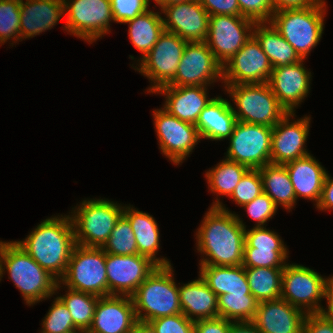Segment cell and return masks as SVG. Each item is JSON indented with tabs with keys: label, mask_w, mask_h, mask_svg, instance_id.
Listing matches in <instances>:
<instances>
[{
	"label": "cell",
	"mask_w": 333,
	"mask_h": 333,
	"mask_svg": "<svg viewBox=\"0 0 333 333\" xmlns=\"http://www.w3.org/2000/svg\"><path fill=\"white\" fill-rule=\"evenodd\" d=\"M293 184L296 200L303 197L314 200L321 198L326 170L310 154L284 165Z\"/></svg>",
	"instance_id": "26"
},
{
	"label": "cell",
	"mask_w": 333,
	"mask_h": 333,
	"mask_svg": "<svg viewBox=\"0 0 333 333\" xmlns=\"http://www.w3.org/2000/svg\"><path fill=\"white\" fill-rule=\"evenodd\" d=\"M72 333H87L86 331H83V330H78V332H72Z\"/></svg>",
	"instance_id": "55"
},
{
	"label": "cell",
	"mask_w": 333,
	"mask_h": 333,
	"mask_svg": "<svg viewBox=\"0 0 333 333\" xmlns=\"http://www.w3.org/2000/svg\"><path fill=\"white\" fill-rule=\"evenodd\" d=\"M129 38L134 47L139 50L144 58L164 32L163 18L158 12H147L128 20Z\"/></svg>",
	"instance_id": "33"
},
{
	"label": "cell",
	"mask_w": 333,
	"mask_h": 333,
	"mask_svg": "<svg viewBox=\"0 0 333 333\" xmlns=\"http://www.w3.org/2000/svg\"><path fill=\"white\" fill-rule=\"evenodd\" d=\"M68 289L108 296L106 253L101 247L76 244L69 259L65 275L59 280Z\"/></svg>",
	"instance_id": "8"
},
{
	"label": "cell",
	"mask_w": 333,
	"mask_h": 333,
	"mask_svg": "<svg viewBox=\"0 0 333 333\" xmlns=\"http://www.w3.org/2000/svg\"><path fill=\"white\" fill-rule=\"evenodd\" d=\"M228 333H263L252 321L232 322Z\"/></svg>",
	"instance_id": "51"
},
{
	"label": "cell",
	"mask_w": 333,
	"mask_h": 333,
	"mask_svg": "<svg viewBox=\"0 0 333 333\" xmlns=\"http://www.w3.org/2000/svg\"><path fill=\"white\" fill-rule=\"evenodd\" d=\"M136 322L132 297L120 295L99 297L87 333H131Z\"/></svg>",
	"instance_id": "21"
},
{
	"label": "cell",
	"mask_w": 333,
	"mask_h": 333,
	"mask_svg": "<svg viewBox=\"0 0 333 333\" xmlns=\"http://www.w3.org/2000/svg\"><path fill=\"white\" fill-rule=\"evenodd\" d=\"M243 207L246 208L249 216L258 222L256 224L258 227L265 225L264 223L272 218L277 210L273 200L264 192Z\"/></svg>",
	"instance_id": "45"
},
{
	"label": "cell",
	"mask_w": 333,
	"mask_h": 333,
	"mask_svg": "<svg viewBox=\"0 0 333 333\" xmlns=\"http://www.w3.org/2000/svg\"><path fill=\"white\" fill-rule=\"evenodd\" d=\"M131 333H156L154 328L147 322L137 321Z\"/></svg>",
	"instance_id": "53"
},
{
	"label": "cell",
	"mask_w": 333,
	"mask_h": 333,
	"mask_svg": "<svg viewBox=\"0 0 333 333\" xmlns=\"http://www.w3.org/2000/svg\"><path fill=\"white\" fill-rule=\"evenodd\" d=\"M292 115L294 116V113H287L273 127L271 164L285 165L310 154L304 148L310 117L301 118L290 124L289 117Z\"/></svg>",
	"instance_id": "20"
},
{
	"label": "cell",
	"mask_w": 333,
	"mask_h": 333,
	"mask_svg": "<svg viewBox=\"0 0 333 333\" xmlns=\"http://www.w3.org/2000/svg\"><path fill=\"white\" fill-rule=\"evenodd\" d=\"M325 298H327L328 309H322L321 313L333 318V276L326 281Z\"/></svg>",
	"instance_id": "52"
},
{
	"label": "cell",
	"mask_w": 333,
	"mask_h": 333,
	"mask_svg": "<svg viewBox=\"0 0 333 333\" xmlns=\"http://www.w3.org/2000/svg\"><path fill=\"white\" fill-rule=\"evenodd\" d=\"M274 12L284 9L304 8L316 4L319 0H271Z\"/></svg>",
	"instance_id": "50"
},
{
	"label": "cell",
	"mask_w": 333,
	"mask_h": 333,
	"mask_svg": "<svg viewBox=\"0 0 333 333\" xmlns=\"http://www.w3.org/2000/svg\"><path fill=\"white\" fill-rule=\"evenodd\" d=\"M273 67L260 43L252 35L245 45L223 65L226 85L267 83Z\"/></svg>",
	"instance_id": "16"
},
{
	"label": "cell",
	"mask_w": 333,
	"mask_h": 333,
	"mask_svg": "<svg viewBox=\"0 0 333 333\" xmlns=\"http://www.w3.org/2000/svg\"><path fill=\"white\" fill-rule=\"evenodd\" d=\"M223 78V66L205 42H188L170 86H208Z\"/></svg>",
	"instance_id": "14"
},
{
	"label": "cell",
	"mask_w": 333,
	"mask_h": 333,
	"mask_svg": "<svg viewBox=\"0 0 333 333\" xmlns=\"http://www.w3.org/2000/svg\"><path fill=\"white\" fill-rule=\"evenodd\" d=\"M258 304L253 295L222 294L218 296V317L233 322L253 321Z\"/></svg>",
	"instance_id": "37"
},
{
	"label": "cell",
	"mask_w": 333,
	"mask_h": 333,
	"mask_svg": "<svg viewBox=\"0 0 333 333\" xmlns=\"http://www.w3.org/2000/svg\"><path fill=\"white\" fill-rule=\"evenodd\" d=\"M57 280L66 272L76 245L70 216L44 220L24 241H15Z\"/></svg>",
	"instance_id": "2"
},
{
	"label": "cell",
	"mask_w": 333,
	"mask_h": 333,
	"mask_svg": "<svg viewBox=\"0 0 333 333\" xmlns=\"http://www.w3.org/2000/svg\"><path fill=\"white\" fill-rule=\"evenodd\" d=\"M233 321L222 317L194 321V333H228Z\"/></svg>",
	"instance_id": "48"
},
{
	"label": "cell",
	"mask_w": 333,
	"mask_h": 333,
	"mask_svg": "<svg viewBox=\"0 0 333 333\" xmlns=\"http://www.w3.org/2000/svg\"><path fill=\"white\" fill-rule=\"evenodd\" d=\"M123 215L132 227L138 254L149 257L158 266H170L165 258H156L159 249V229L156 221L148 213L135 210L130 206L124 207Z\"/></svg>",
	"instance_id": "29"
},
{
	"label": "cell",
	"mask_w": 333,
	"mask_h": 333,
	"mask_svg": "<svg viewBox=\"0 0 333 333\" xmlns=\"http://www.w3.org/2000/svg\"><path fill=\"white\" fill-rule=\"evenodd\" d=\"M303 59L291 65L274 67L268 84L279 104L288 112L294 113L296 107L307 96L311 72H308Z\"/></svg>",
	"instance_id": "22"
},
{
	"label": "cell",
	"mask_w": 333,
	"mask_h": 333,
	"mask_svg": "<svg viewBox=\"0 0 333 333\" xmlns=\"http://www.w3.org/2000/svg\"><path fill=\"white\" fill-rule=\"evenodd\" d=\"M236 123L230 102L216 97L202 110L195 126L200 138L222 140L230 137Z\"/></svg>",
	"instance_id": "27"
},
{
	"label": "cell",
	"mask_w": 333,
	"mask_h": 333,
	"mask_svg": "<svg viewBox=\"0 0 333 333\" xmlns=\"http://www.w3.org/2000/svg\"><path fill=\"white\" fill-rule=\"evenodd\" d=\"M179 298L182 313L192 321L218 317V296L201 276L179 287Z\"/></svg>",
	"instance_id": "28"
},
{
	"label": "cell",
	"mask_w": 333,
	"mask_h": 333,
	"mask_svg": "<svg viewBox=\"0 0 333 333\" xmlns=\"http://www.w3.org/2000/svg\"><path fill=\"white\" fill-rule=\"evenodd\" d=\"M172 266H158L131 296L137 321L149 322L182 313ZM145 311L144 314L142 312Z\"/></svg>",
	"instance_id": "4"
},
{
	"label": "cell",
	"mask_w": 333,
	"mask_h": 333,
	"mask_svg": "<svg viewBox=\"0 0 333 333\" xmlns=\"http://www.w3.org/2000/svg\"><path fill=\"white\" fill-rule=\"evenodd\" d=\"M64 12V0H21L20 39L52 28Z\"/></svg>",
	"instance_id": "25"
},
{
	"label": "cell",
	"mask_w": 333,
	"mask_h": 333,
	"mask_svg": "<svg viewBox=\"0 0 333 333\" xmlns=\"http://www.w3.org/2000/svg\"><path fill=\"white\" fill-rule=\"evenodd\" d=\"M157 267L156 263L144 255L106 253L108 296L120 294L131 297Z\"/></svg>",
	"instance_id": "15"
},
{
	"label": "cell",
	"mask_w": 333,
	"mask_h": 333,
	"mask_svg": "<svg viewBox=\"0 0 333 333\" xmlns=\"http://www.w3.org/2000/svg\"><path fill=\"white\" fill-rule=\"evenodd\" d=\"M4 267L29 305L52 296L60 288L59 280L43 269L15 241H0V279Z\"/></svg>",
	"instance_id": "3"
},
{
	"label": "cell",
	"mask_w": 333,
	"mask_h": 333,
	"mask_svg": "<svg viewBox=\"0 0 333 333\" xmlns=\"http://www.w3.org/2000/svg\"><path fill=\"white\" fill-rule=\"evenodd\" d=\"M286 258L287 249L274 231L267 230L264 226H255L250 231L245 228L244 268H284Z\"/></svg>",
	"instance_id": "19"
},
{
	"label": "cell",
	"mask_w": 333,
	"mask_h": 333,
	"mask_svg": "<svg viewBox=\"0 0 333 333\" xmlns=\"http://www.w3.org/2000/svg\"><path fill=\"white\" fill-rule=\"evenodd\" d=\"M273 127L237 121L230 135L227 159L259 169L271 163Z\"/></svg>",
	"instance_id": "9"
},
{
	"label": "cell",
	"mask_w": 333,
	"mask_h": 333,
	"mask_svg": "<svg viewBox=\"0 0 333 333\" xmlns=\"http://www.w3.org/2000/svg\"><path fill=\"white\" fill-rule=\"evenodd\" d=\"M123 209L124 207L109 200H84L70 217L76 244L102 247L123 214Z\"/></svg>",
	"instance_id": "6"
},
{
	"label": "cell",
	"mask_w": 333,
	"mask_h": 333,
	"mask_svg": "<svg viewBox=\"0 0 333 333\" xmlns=\"http://www.w3.org/2000/svg\"><path fill=\"white\" fill-rule=\"evenodd\" d=\"M114 22L125 23L148 11L149 0H110Z\"/></svg>",
	"instance_id": "43"
},
{
	"label": "cell",
	"mask_w": 333,
	"mask_h": 333,
	"mask_svg": "<svg viewBox=\"0 0 333 333\" xmlns=\"http://www.w3.org/2000/svg\"><path fill=\"white\" fill-rule=\"evenodd\" d=\"M165 31L177 34L187 42H205L210 15L199 0H187L161 9Z\"/></svg>",
	"instance_id": "18"
},
{
	"label": "cell",
	"mask_w": 333,
	"mask_h": 333,
	"mask_svg": "<svg viewBox=\"0 0 333 333\" xmlns=\"http://www.w3.org/2000/svg\"><path fill=\"white\" fill-rule=\"evenodd\" d=\"M251 294L258 300L269 301L281 298L283 268H244Z\"/></svg>",
	"instance_id": "34"
},
{
	"label": "cell",
	"mask_w": 333,
	"mask_h": 333,
	"mask_svg": "<svg viewBox=\"0 0 333 333\" xmlns=\"http://www.w3.org/2000/svg\"><path fill=\"white\" fill-rule=\"evenodd\" d=\"M207 86H170L165 85L154 93L166 95L164 108L181 121L196 124L202 110L213 99H208Z\"/></svg>",
	"instance_id": "24"
},
{
	"label": "cell",
	"mask_w": 333,
	"mask_h": 333,
	"mask_svg": "<svg viewBox=\"0 0 333 333\" xmlns=\"http://www.w3.org/2000/svg\"><path fill=\"white\" fill-rule=\"evenodd\" d=\"M325 3L319 0L312 6L275 11L270 20L303 60L321 39Z\"/></svg>",
	"instance_id": "5"
},
{
	"label": "cell",
	"mask_w": 333,
	"mask_h": 333,
	"mask_svg": "<svg viewBox=\"0 0 333 333\" xmlns=\"http://www.w3.org/2000/svg\"><path fill=\"white\" fill-rule=\"evenodd\" d=\"M245 225L217 201L206 213L197 232L198 251L210 258L201 265L237 266L243 263Z\"/></svg>",
	"instance_id": "1"
},
{
	"label": "cell",
	"mask_w": 333,
	"mask_h": 333,
	"mask_svg": "<svg viewBox=\"0 0 333 333\" xmlns=\"http://www.w3.org/2000/svg\"><path fill=\"white\" fill-rule=\"evenodd\" d=\"M255 23L244 16H210L205 43L222 66L252 37Z\"/></svg>",
	"instance_id": "11"
},
{
	"label": "cell",
	"mask_w": 333,
	"mask_h": 333,
	"mask_svg": "<svg viewBox=\"0 0 333 333\" xmlns=\"http://www.w3.org/2000/svg\"><path fill=\"white\" fill-rule=\"evenodd\" d=\"M187 0H155V2L157 3V5H159L161 7V9L163 7L172 5V4H177L179 2H184Z\"/></svg>",
	"instance_id": "54"
},
{
	"label": "cell",
	"mask_w": 333,
	"mask_h": 333,
	"mask_svg": "<svg viewBox=\"0 0 333 333\" xmlns=\"http://www.w3.org/2000/svg\"><path fill=\"white\" fill-rule=\"evenodd\" d=\"M160 150L174 164L182 162L200 140L194 124L181 121L165 109L153 112Z\"/></svg>",
	"instance_id": "17"
},
{
	"label": "cell",
	"mask_w": 333,
	"mask_h": 333,
	"mask_svg": "<svg viewBox=\"0 0 333 333\" xmlns=\"http://www.w3.org/2000/svg\"><path fill=\"white\" fill-rule=\"evenodd\" d=\"M306 314L280 298L259 302L252 322L263 333H302Z\"/></svg>",
	"instance_id": "23"
},
{
	"label": "cell",
	"mask_w": 333,
	"mask_h": 333,
	"mask_svg": "<svg viewBox=\"0 0 333 333\" xmlns=\"http://www.w3.org/2000/svg\"><path fill=\"white\" fill-rule=\"evenodd\" d=\"M242 16L255 22L269 23L274 13L271 0H238Z\"/></svg>",
	"instance_id": "44"
},
{
	"label": "cell",
	"mask_w": 333,
	"mask_h": 333,
	"mask_svg": "<svg viewBox=\"0 0 333 333\" xmlns=\"http://www.w3.org/2000/svg\"><path fill=\"white\" fill-rule=\"evenodd\" d=\"M52 307L43 320L41 333H72L78 331L74 326L72 316L68 308L57 297Z\"/></svg>",
	"instance_id": "40"
},
{
	"label": "cell",
	"mask_w": 333,
	"mask_h": 333,
	"mask_svg": "<svg viewBox=\"0 0 333 333\" xmlns=\"http://www.w3.org/2000/svg\"><path fill=\"white\" fill-rule=\"evenodd\" d=\"M67 1L64 0L67 13L64 29L90 43L108 33L109 21H114L110 0Z\"/></svg>",
	"instance_id": "13"
},
{
	"label": "cell",
	"mask_w": 333,
	"mask_h": 333,
	"mask_svg": "<svg viewBox=\"0 0 333 333\" xmlns=\"http://www.w3.org/2000/svg\"><path fill=\"white\" fill-rule=\"evenodd\" d=\"M264 23L256 22L252 34L260 43L273 68L295 64L302 60L271 22H269L270 26Z\"/></svg>",
	"instance_id": "31"
},
{
	"label": "cell",
	"mask_w": 333,
	"mask_h": 333,
	"mask_svg": "<svg viewBox=\"0 0 333 333\" xmlns=\"http://www.w3.org/2000/svg\"><path fill=\"white\" fill-rule=\"evenodd\" d=\"M263 193L259 169H248L230 196L241 207Z\"/></svg>",
	"instance_id": "41"
},
{
	"label": "cell",
	"mask_w": 333,
	"mask_h": 333,
	"mask_svg": "<svg viewBox=\"0 0 333 333\" xmlns=\"http://www.w3.org/2000/svg\"><path fill=\"white\" fill-rule=\"evenodd\" d=\"M327 279L314 270L297 264H286L283 268L281 299L291 305L305 307L306 313H321L323 307L318 304L325 298Z\"/></svg>",
	"instance_id": "12"
},
{
	"label": "cell",
	"mask_w": 333,
	"mask_h": 333,
	"mask_svg": "<svg viewBox=\"0 0 333 333\" xmlns=\"http://www.w3.org/2000/svg\"><path fill=\"white\" fill-rule=\"evenodd\" d=\"M248 169L247 166L226 158L216 167L206 172L210 190L230 197Z\"/></svg>",
	"instance_id": "35"
},
{
	"label": "cell",
	"mask_w": 333,
	"mask_h": 333,
	"mask_svg": "<svg viewBox=\"0 0 333 333\" xmlns=\"http://www.w3.org/2000/svg\"><path fill=\"white\" fill-rule=\"evenodd\" d=\"M302 333H333V318L322 313H307Z\"/></svg>",
	"instance_id": "46"
},
{
	"label": "cell",
	"mask_w": 333,
	"mask_h": 333,
	"mask_svg": "<svg viewBox=\"0 0 333 333\" xmlns=\"http://www.w3.org/2000/svg\"><path fill=\"white\" fill-rule=\"evenodd\" d=\"M199 2L210 16H242L240 13L238 0H199Z\"/></svg>",
	"instance_id": "47"
},
{
	"label": "cell",
	"mask_w": 333,
	"mask_h": 333,
	"mask_svg": "<svg viewBox=\"0 0 333 333\" xmlns=\"http://www.w3.org/2000/svg\"><path fill=\"white\" fill-rule=\"evenodd\" d=\"M187 43L177 34L164 30L153 48L144 58L140 59L142 63L139 68L135 67V69L154 82V85L149 88V92L154 93L175 78Z\"/></svg>",
	"instance_id": "10"
},
{
	"label": "cell",
	"mask_w": 333,
	"mask_h": 333,
	"mask_svg": "<svg viewBox=\"0 0 333 333\" xmlns=\"http://www.w3.org/2000/svg\"><path fill=\"white\" fill-rule=\"evenodd\" d=\"M105 253L115 255L138 254L136 239L129 220L122 214L108 240L101 247Z\"/></svg>",
	"instance_id": "38"
},
{
	"label": "cell",
	"mask_w": 333,
	"mask_h": 333,
	"mask_svg": "<svg viewBox=\"0 0 333 333\" xmlns=\"http://www.w3.org/2000/svg\"><path fill=\"white\" fill-rule=\"evenodd\" d=\"M200 275L209 288L217 295L243 294L252 295L245 269L242 265L237 266H215L201 265Z\"/></svg>",
	"instance_id": "30"
},
{
	"label": "cell",
	"mask_w": 333,
	"mask_h": 333,
	"mask_svg": "<svg viewBox=\"0 0 333 333\" xmlns=\"http://www.w3.org/2000/svg\"><path fill=\"white\" fill-rule=\"evenodd\" d=\"M259 172L263 192L273 200L274 204L277 207L282 205L287 210L293 208L296 196L286 167L270 163L259 168Z\"/></svg>",
	"instance_id": "32"
},
{
	"label": "cell",
	"mask_w": 333,
	"mask_h": 333,
	"mask_svg": "<svg viewBox=\"0 0 333 333\" xmlns=\"http://www.w3.org/2000/svg\"><path fill=\"white\" fill-rule=\"evenodd\" d=\"M320 210L333 209V180L326 173L321 198L316 205Z\"/></svg>",
	"instance_id": "49"
},
{
	"label": "cell",
	"mask_w": 333,
	"mask_h": 333,
	"mask_svg": "<svg viewBox=\"0 0 333 333\" xmlns=\"http://www.w3.org/2000/svg\"><path fill=\"white\" fill-rule=\"evenodd\" d=\"M235 101L237 121L274 127L288 112L279 104L268 83L226 85Z\"/></svg>",
	"instance_id": "7"
},
{
	"label": "cell",
	"mask_w": 333,
	"mask_h": 333,
	"mask_svg": "<svg viewBox=\"0 0 333 333\" xmlns=\"http://www.w3.org/2000/svg\"><path fill=\"white\" fill-rule=\"evenodd\" d=\"M148 323L156 333H194V321L183 313L159 317Z\"/></svg>",
	"instance_id": "42"
},
{
	"label": "cell",
	"mask_w": 333,
	"mask_h": 333,
	"mask_svg": "<svg viewBox=\"0 0 333 333\" xmlns=\"http://www.w3.org/2000/svg\"><path fill=\"white\" fill-rule=\"evenodd\" d=\"M20 2L0 0V44L10 38L20 39Z\"/></svg>",
	"instance_id": "39"
},
{
	"label": "cell",
	"mask_w": 333,
	"mask_h": 333,
	"mask_svg": "<svg viewBox=\"0 0 333 333\" xmlns=\"http://www.w3.org/2000/svg\"><path fill=\"white\" fill-rule=\"evenodd\" d=\"M66 295L58 297L68 308L74 326L78 330L88 331L94 316V310L99 296L68 289Z\"/></svg>",
	"instance_id": "36"
}]
</instances>
